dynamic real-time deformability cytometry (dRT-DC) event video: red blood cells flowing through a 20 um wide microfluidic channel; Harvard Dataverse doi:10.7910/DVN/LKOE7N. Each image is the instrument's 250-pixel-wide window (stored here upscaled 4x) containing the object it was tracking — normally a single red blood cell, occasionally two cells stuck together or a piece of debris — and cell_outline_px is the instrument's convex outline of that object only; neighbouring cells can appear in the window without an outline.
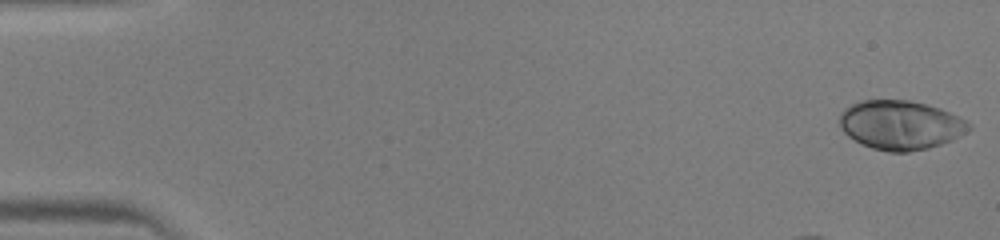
{"species": "human", "species_latin": "Homo sapiens", "temperature_condition": "warm", "stored_images_in_passage": 45, "camera_frame_rate_fps": 3000, "um_per_image_px": 0.085, "donor": {"sex": "male"}, "frame": {"image": 1, "passage_image": 1, "time_ms": 0.0, "image_size_px": [1000, 240], "cell_outline_px": [[972, 128], [952, 140], [928, 148], [908, 152], [888, 152], [872, 148], [860, 144], [848, 136], [840, 128], [840, 112], [844, 108], [860, 100], [908, 100], [928, 104], [940, 108], [968, 120], [972, 124]], "centroid_in_image_um": [76.54, 10.62], "position_along_channel_um": 8.5, "area_um2": 37.34}}